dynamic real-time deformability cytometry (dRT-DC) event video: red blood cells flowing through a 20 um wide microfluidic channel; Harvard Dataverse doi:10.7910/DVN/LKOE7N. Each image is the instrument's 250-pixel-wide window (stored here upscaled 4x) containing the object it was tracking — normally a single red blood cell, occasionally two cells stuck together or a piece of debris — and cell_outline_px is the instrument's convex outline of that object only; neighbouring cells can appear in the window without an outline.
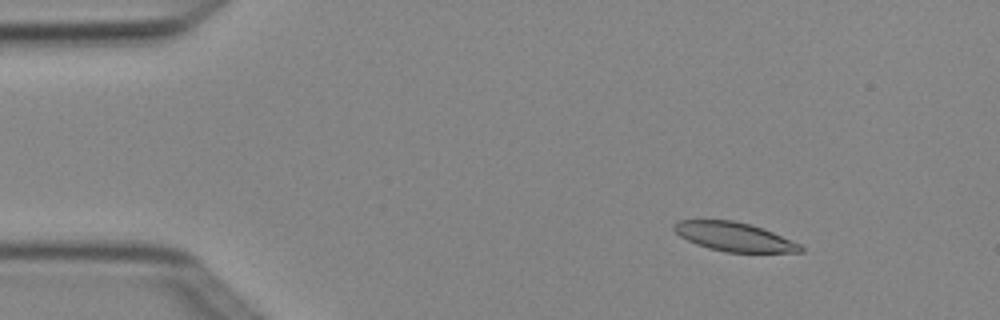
{"species": "Egyptian fruit bat (a non-hibernating species)", "species_latin": "Rousettus aegyptiacus", "temperature_condition": "cold", "stored_images_in_passage": 4, "camera_frame_rate_fps": 3000, "um_per_image_px": 0.085, "animal": {"sex": "female"}, "frame": {"image": 1, "passage_image": 2, "time_ms": 0.333, "image_size_px": [1000, 320], "cell_outline_px": [[804, 252], [728, 252], [708, 248], [696, 244], [680, 236], [672, 228], [672, 224], [676, 220], [732, 220], [752, 224], [764, 228], [800, 244], [804, 248]], "centroid_in_image_um": [62.39, 20.11], "position_along_channel_um": 22.6, "area_um2": 21.39}}